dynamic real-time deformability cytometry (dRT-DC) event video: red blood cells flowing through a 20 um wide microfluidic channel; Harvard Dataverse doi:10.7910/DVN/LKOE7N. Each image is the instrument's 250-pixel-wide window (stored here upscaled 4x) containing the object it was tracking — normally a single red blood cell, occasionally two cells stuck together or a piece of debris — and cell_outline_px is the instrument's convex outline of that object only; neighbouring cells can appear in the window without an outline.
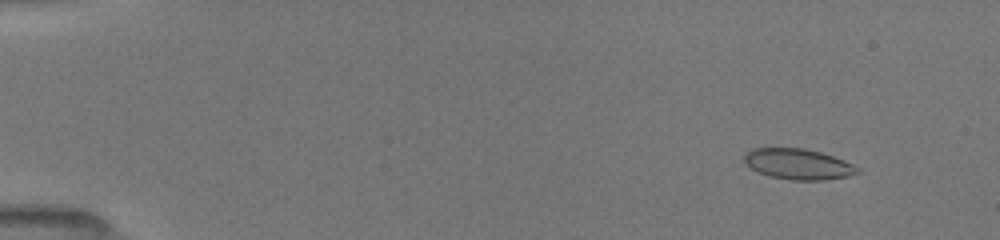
{"species": "common noctule bat (a hibernating species)", "species_latin": "Nyctalus noctula", "temperature_condition": "room temperature", "stored_images_in_passage": 45, "camera_frame_rate_fps": 3000, "um_per_image_px": 0.085, "animal": {"sex": "female", "body_mass_g": 19.5, "forearm_length_mm": 54.1}, "frame": {"image": 1, "passage_image": 3, "time_ms": 1.333, "image_size_px": [1000, 240], "cell_outline_px": [[860, 172], [848, 176], [824, 180], [792, 180], [768, 176], [752, 168], [744, 160], [744, 156], [752, 148], [804, 148], [820, 152], [844, 160], [852, 164]], "centroid_in_image_um": [67.85, 13.95], "position_along_channel_um": 17.2, "area_um2": 19.94}}
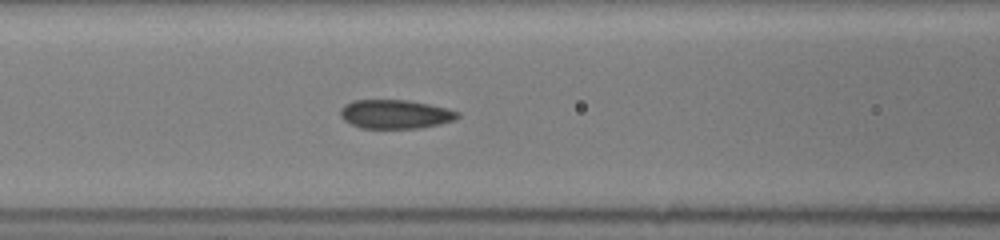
{"frame": {"image": 2, "passage_image": 23, "time_ms": 7.333, "image_size_px": [1000, 240], "cell_outline_px": [[460, 116], [456, 120], [440, 124], [420, 128], [360, 128], [344, 120], [340, 116], [340, 108], [344, 104], [352, 100], [408, 100], [448, 108], [460, 112]], "centroid_in_image_um": [33.61, 9.7], "position_along_channel_um": 133.0, "area_um2": 19.94}}
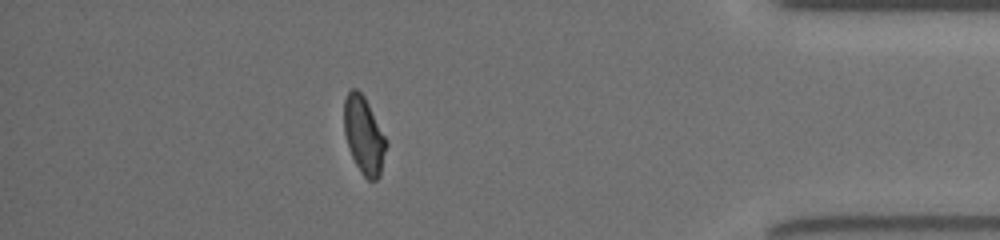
{"frame": {"image": 3, "passage_image": 40, "time_ms": 15.0, "image_size_px": [1000, 240], "cell_outline_px": [[388, 144], [380, 176], [376, 180], [368, 180], [360, 172], [352, 156], [344, 132], [344, 100], [348, 92], [352, 88], [356, 88], [364, 96], [388, 140]], "centroid_in_image_um": [30.96, 11.51], "position_along_channel_um": 404.2, "area_um2": 19.07}, "authors_computed_cell_mechanics": {"area_um2": 20.1722, "velocity_mm_per_s": 4.0056, "shape_relaxation_time_tau1_ms": null, "shape_relaxation_time_tau2_ms": 1.1134, "deformation_change_tau1": null, "deformation_change_tau2": 0.0738}}